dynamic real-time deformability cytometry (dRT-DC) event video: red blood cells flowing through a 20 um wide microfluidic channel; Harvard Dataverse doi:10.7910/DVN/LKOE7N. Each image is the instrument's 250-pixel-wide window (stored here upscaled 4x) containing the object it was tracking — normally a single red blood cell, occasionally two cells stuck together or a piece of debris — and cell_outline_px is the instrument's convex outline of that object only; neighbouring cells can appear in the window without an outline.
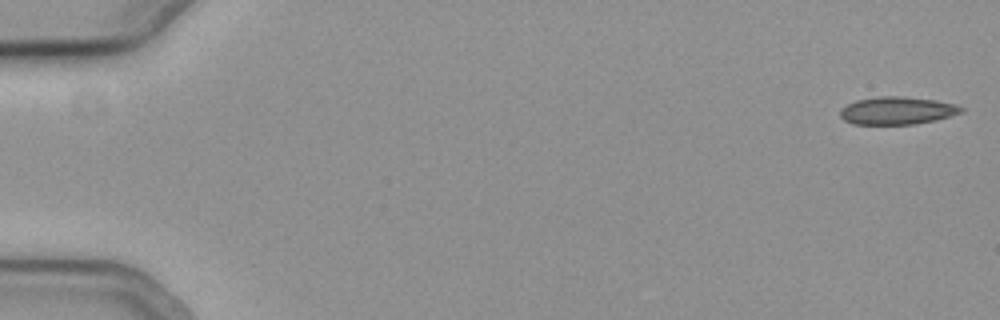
{"species": "common noctule bat (a hibernating species)", "species_latin": "Nyctalus noctula", "temperature_condition": "cold", "stored_images_in_passage": 14, "camera_frame_rate_fps": 3000, "um_per_image_px": 0.085, "animal": {"sex": "female", "body_mass_g": 19.3, "forearm_length_mm": 54.1}, "frame": {"image": 1, "passage_image": 1, "time_ms": 0.0, "image_size_px": [1000, 320], "cell_outline_px": [[964, 112], [936, 120], [912, 124], [852, 124], [844, 120], [840, 116], [840, 108], [856, 100], [880, 96], [904, 96], [936, 100], [956, 104], [964, 108]], "centroid_in_image_um": [76.27, 9.4], "position_along_channel_um": 8.7, "area_um2": 19.65}}